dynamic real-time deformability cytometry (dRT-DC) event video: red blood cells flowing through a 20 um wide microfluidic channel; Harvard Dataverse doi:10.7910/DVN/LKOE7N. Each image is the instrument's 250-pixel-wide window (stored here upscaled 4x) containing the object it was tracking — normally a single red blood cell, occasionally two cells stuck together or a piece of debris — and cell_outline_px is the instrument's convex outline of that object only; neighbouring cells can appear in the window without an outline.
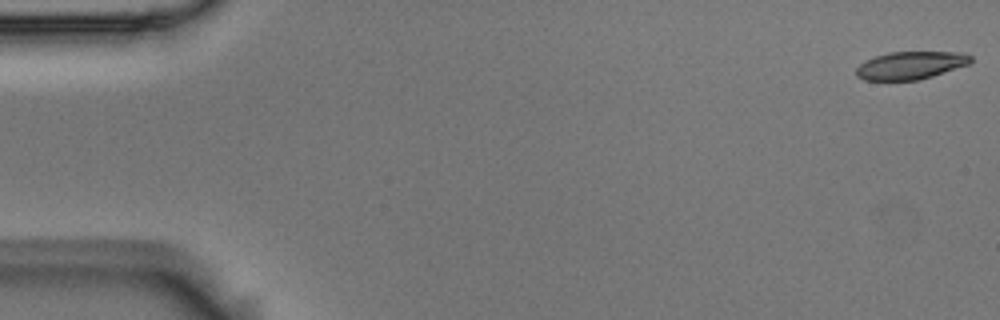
{"species": "Egyptian fruit bat (a non-hibernating species)", "species_latin": "Rousettus aegyptiacus", "temperature_condition": "room temperature", "stored_images_in_passage": 54, "camera_frame_rate_fps": 3000, "um_per_image_px": 0.085, "animal": {"sex": "male"}, "frame": {"image": 1, "passage_image": 1, "time_ms": 0.0, "image_size_px": [1000, 320], "cell_outline_px": [[972, 60], [968, 64], [920, 80], [864, 80], [856, 76], [856, 68], [864, 60], [888, 52], [956, 52], [972, 56]], "centroid_in_image_um": [77.35, 5.56], "position_along_channel_um": 7.6, "area_um2": 18.44}}
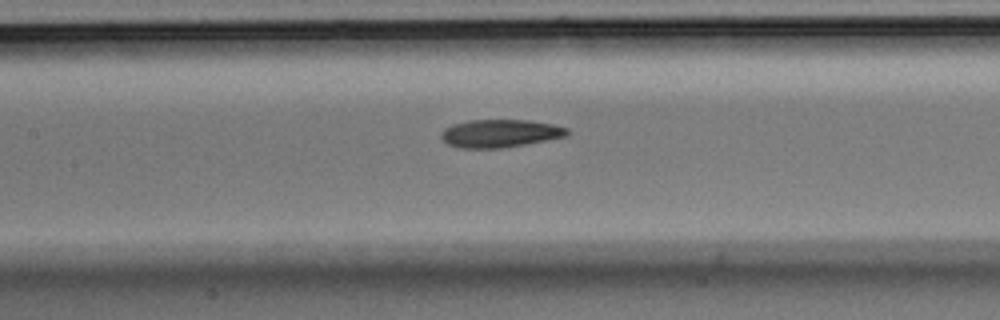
{"frame": {"image": 2, "passage_image": 25, "time_ms": 8.0, "image_size_px": [1000, 320], "cell_outline_px": [[568, 136], [524, 144], [500, 148], [460, 148], [448, 144], [440, 136], [440, 132], [444, 128], [452, 124], [468, 120], [528, 120], [552, 124], [568, 128]], "centroid_in_image_um": [42.47, 11.33], "position_along_channel_um": 164.9, "area_um2": 20.46}}
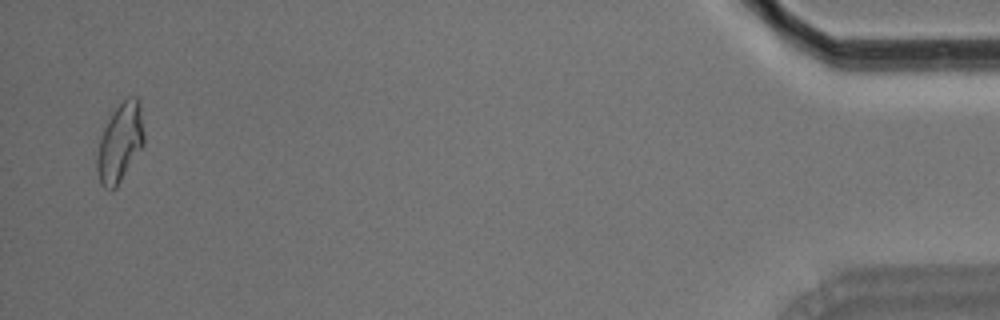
{"frame": {"image": 3, "passage_image": 53, "time_ms": 17.333, "image_size_px": [1000, 320], "cell_outline_px": [[144, 144], [116, 188], [104, 188], [100, 184], [96, 168], [96, 156], [100, 140], [104, 128], [112, 112], [128, 96], [136, 96], [140, 100], [144, 132]], "centroid_in_image_um": [10.21, 12.11], "position_along_channel_um": 425.0, "area_um2": 21.5}, "authors_computed_cell_mechanics": {"area_um2": 20.4901, "velocity_mm_per_s": 3.7006, "shape_relaxation_time_tau1_ms": 6.8443, "shape_relaxation_time_tau2_ms": 5.7568, "deformation_change_tau1": 0.1898, "deformation_change_tau2": 0.1436}}